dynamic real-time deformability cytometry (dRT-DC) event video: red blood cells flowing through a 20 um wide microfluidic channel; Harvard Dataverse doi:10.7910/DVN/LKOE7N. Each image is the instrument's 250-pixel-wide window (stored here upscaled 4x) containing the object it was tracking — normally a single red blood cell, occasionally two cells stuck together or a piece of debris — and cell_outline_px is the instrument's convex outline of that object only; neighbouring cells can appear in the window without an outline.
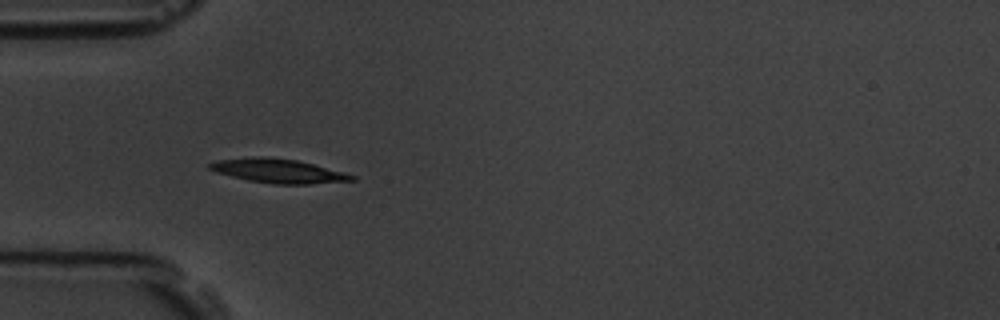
{"species": "common noctule bat (a hibernating species)", "species_latin": "Nyctalus noctula", "temperature_condition": "room temperature", "stored_images_in_passage": 3, "camera_frame_rate_fps": 3000, "um_per_image_px": 0.085, "animal": {"sex": "male", "body_mass_g": 19.5, "forearm_length_mm": 54.6}, "frame": {"image": 1, "passage_image": 3, "time_ms": 2.333, "image_size_px": [1000, 320], "cell_outline_px": [[356, 180], [312, 184], [272, 184], [248, 180], [216, 172], [208, 168], [208, 164], [216, 160], [256, 156], [264, 156], [296, 160], [344, 172], [356, 176]], "centroid_in_image_um": [23.64, 14.53], "position_along_channel_um": 61.4, "area_um2": 19.88}}